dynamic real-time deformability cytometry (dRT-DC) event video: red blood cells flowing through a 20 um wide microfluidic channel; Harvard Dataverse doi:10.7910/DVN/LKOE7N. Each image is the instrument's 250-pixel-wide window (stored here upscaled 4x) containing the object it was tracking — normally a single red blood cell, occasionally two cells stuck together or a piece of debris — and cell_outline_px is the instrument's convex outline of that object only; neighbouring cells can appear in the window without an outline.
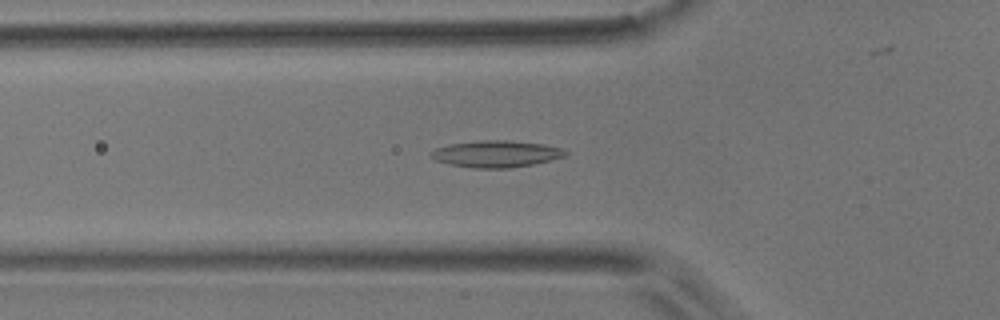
{"species": "common noctule bat (a hibernating species)", "species_latin": "Nyctalus noctula", "temperature_condition": "room temperature", "stored_images_in_passage": 38, "camera_frame_rate_fps": 3000, "um_per_image_px": 0.085, "animal": {"sex": "male", "body_mass_g": 17.9}, "frame": {"image": 1, "passage_image": 8, "time_ms": 2.333, "image_size_px": [1000, 320], "cell_outline_px": [[568, 152], [564, 156], [532, 164], [508, 168], [472, 168], [448, 164], [436, 160], [428, 156], [428, 152], [436, 148], [448, 144], [480, 140], [508, 140], [544, 144], [560, 148]], "centroid_in_image_um": [42.09, 13.07], "position_along_channel_um": 83.7, "area_um2": 20.92}}
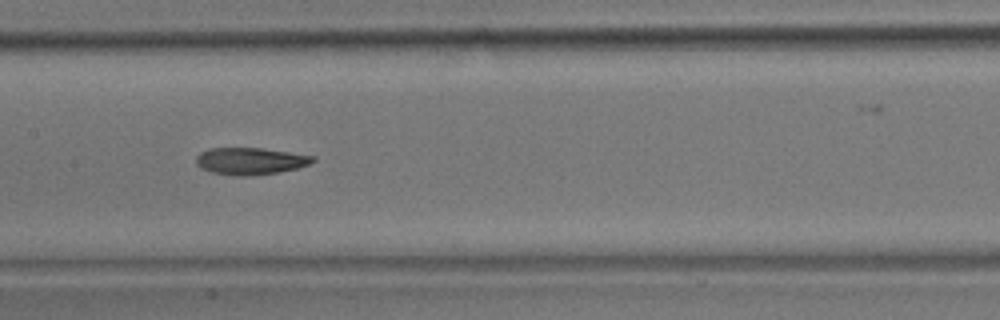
{"frame": {"image": 2, "passage_image": 16, "time_ms": 5.0, "image_size_px": [1000, 320], "cell_outline_px": [[316, 160], [308, 164], [296, 168], [276, 172], [252, 176], [236, 176], [212, 172], [200, 168], [196, 164], [196, 156], [200, 152], [212, 148], [264, 148], [316, 156]], "centroid_in_image_um": [21.27, 13.68], "position_along_channel_um": 186.1, "area_um2": 18.38}}
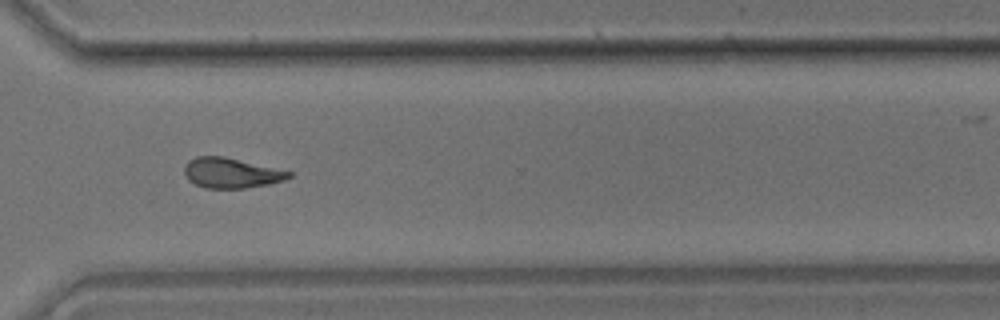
{"frame": {"image": 3, "passage_image": 29, "time_ms": 9.333, "image_size_px": [1000, 320], "cell_outline_px": [[292, 176], [284, 180], [268, 184], [244, 188], [204, 188], [188, 180], [184, 172], [184, 168], [188, 160], [196, 156], [224, 156], [292, 172]], "centroid_in_image_um": [19.62, 14.7], "position_along_channel_um": 351.0, "area_um2": 18.26}, "authors_computed_cell_mechanics": {"area_um2": 18.4671, "velocity_mm_per_s": 3.8081, "shape_relaxation_time_tau1_ms": 8.9029, "shape_relaxation_time_tau2_ms": 8.9091, "deformation_change_tau1": 0.1998, "deformation_change_tau2": 0.1804}}